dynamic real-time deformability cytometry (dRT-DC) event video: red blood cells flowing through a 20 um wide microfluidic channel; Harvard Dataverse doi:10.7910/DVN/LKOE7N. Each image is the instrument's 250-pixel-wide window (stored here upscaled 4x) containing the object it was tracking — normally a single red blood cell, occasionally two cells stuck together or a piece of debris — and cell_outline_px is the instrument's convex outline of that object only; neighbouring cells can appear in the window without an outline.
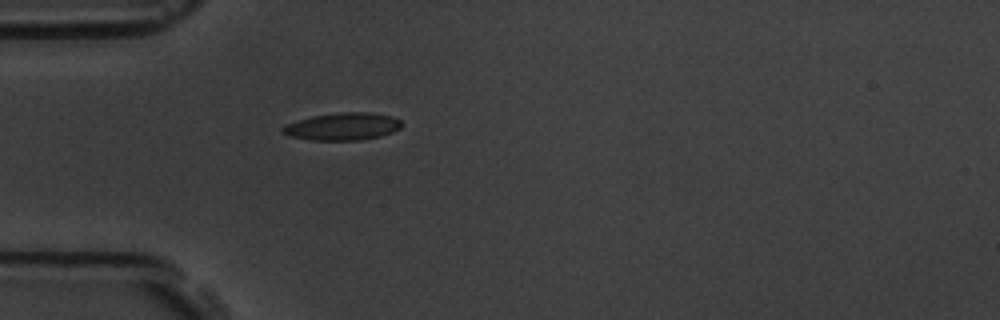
{"species": "common noctule bat (a hibernating species)", "species_latin": "Nyctalus noctula", "temperature_condition": "room temperature", "stored_images_in_passage": 1, "camera_frame_rate_fps": 3000, "um_per_image_px": 0.085, "animal": {"sex": "male", "body_mass_g": 19.5, "forearm_length_mm": 54.6}, "frame": {"image": 1, "passage_image": 1, "time_ms": 0.0, "image_size_px": [1000, 320], "cell_outline_px": [[400, 128], [392, 132], [380, 136], [360, 140], [312, 140], [292, 136], [280, 132], [280, 128], [288, 124], [312, 116], [340, 112], [372, 112], [392, 116], [400, 120]], "centroid_in_image_um": [29.14, 10.75], "position_along_channel_um": 55.9, "area_um2": 18.84}}